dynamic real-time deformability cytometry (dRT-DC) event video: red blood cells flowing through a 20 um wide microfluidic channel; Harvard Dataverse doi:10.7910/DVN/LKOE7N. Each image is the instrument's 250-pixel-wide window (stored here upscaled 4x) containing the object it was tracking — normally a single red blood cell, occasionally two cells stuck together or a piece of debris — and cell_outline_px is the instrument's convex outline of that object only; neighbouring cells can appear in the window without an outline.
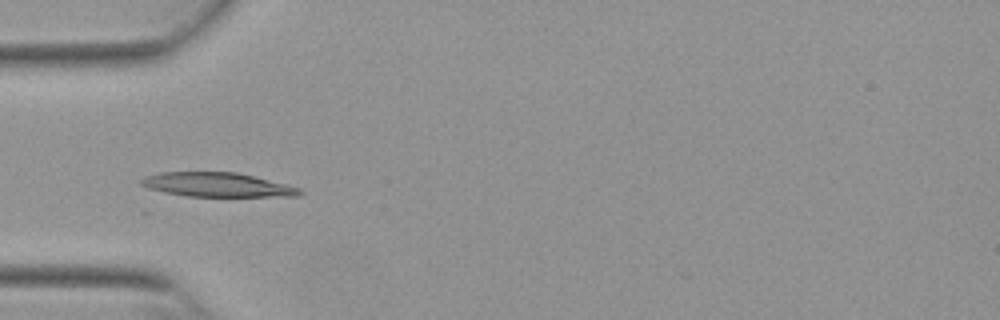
{"species": "Egyptian fruit bat (a non-hibernating species)", "species_latin": "Rousettus aegyptiacus", "temperature_condition": "warm", "stored_images_in_passage": 13, "camera_frame_rate_fps": 3000, "um_per_image_px": 0.085, "animal": {"sex": "female"}, "frame": {"image": 1, "passage_image": 4, "time_ms": 1.0, "image_size_px": [1000, 320], "cell_outline_px": [[304, 192], [300, 196], [188, 196], [164, 192], [148, 188], [140, 184], [140, 180], [144, 176], [160, 172], [236, 172], [288, 184], [300, 188]], "centroid_in_image_um": [18.47, 15.7], "position_along_channel_um": 66.5, "area_um2": 22.37}}
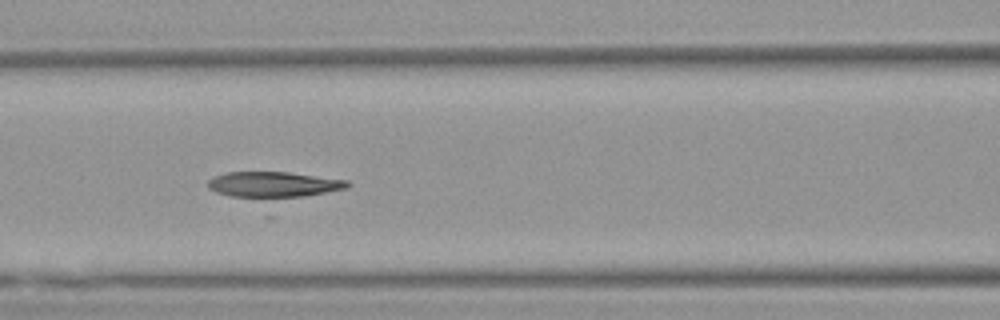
{"frame": {"image": 2, "passage_image": 10, "time_ms": 3.0, "image_size_px": [1000, 320], "cell_outline_px": [[352, 184], [348, 188], [304, 196], [272, 200], [264, 200], [228, 196], [216, 192], [208, 188], [208, 180], [212, 176], [228, 172], [288, 172], [348, 180]], "centroid_in_image_um": [23.22, 15.72], "position_along_channel_um": 143.4, "area_um2": 21.68}}
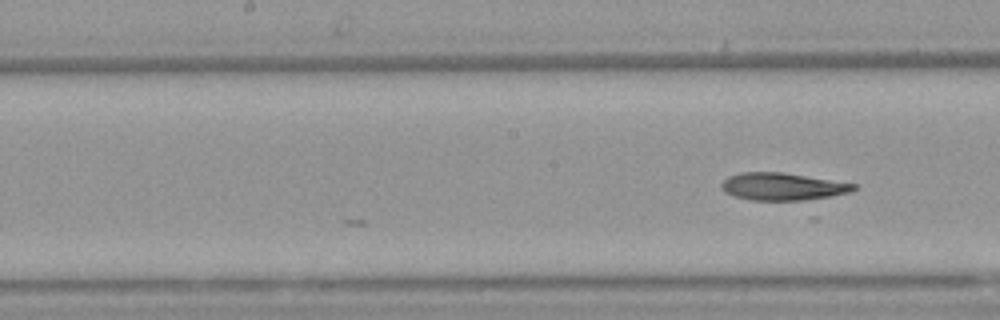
{"frame": {"image": 3, "passage_image": 13, "time_ms": 4.0, "image_size_px": [1000, 320], "cell_outline_px": [[856, 188], [852, 192], [812, 200], [752, 200], [736, 196], [724, 192], [720, 188], [720, 184], [728, 176], [740, 172], [784, 172], [856, 184]], "centroid_in_image_um": [66.52, 15.85], "position_along_channel_um": 181.7, "area_um2": 21.27}}